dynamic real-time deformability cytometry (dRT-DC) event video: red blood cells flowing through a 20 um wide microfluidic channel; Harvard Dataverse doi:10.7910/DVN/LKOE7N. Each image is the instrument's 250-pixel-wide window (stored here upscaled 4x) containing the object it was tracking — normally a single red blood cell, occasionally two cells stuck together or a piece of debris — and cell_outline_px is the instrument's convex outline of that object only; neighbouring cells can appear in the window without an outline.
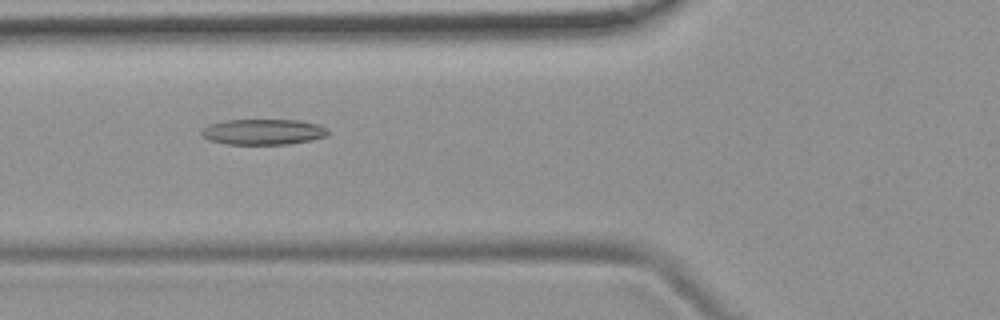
{"species": "common noctule bat (a hibernating species)", "species_latin": "Nyctalus noctula", "temperature_condition": "room temperature", "stored_images_in_passage": 52, "camera_frame_rate_fps": 3000, "um_per_image_px": 0.085, "animal": {"sex": "female", "body_mass_g": 19.9}, "frame": {"image": 1, "passage_image": 20, "time_ms": 6.333, "image_size_px": [1000, 320], "cell_outline_px": [[328, 136], [312, 140], [288, 144], [228, 144], [208, 140], [200, 136], [200, 132], [208, 124], [224, 120], [296, 120], [316, 124], [328, 128]], "centroid_in_image_um": [22.34, 11.21], "position_along_channel_um": 103.5, "area_um2": 19.02}}
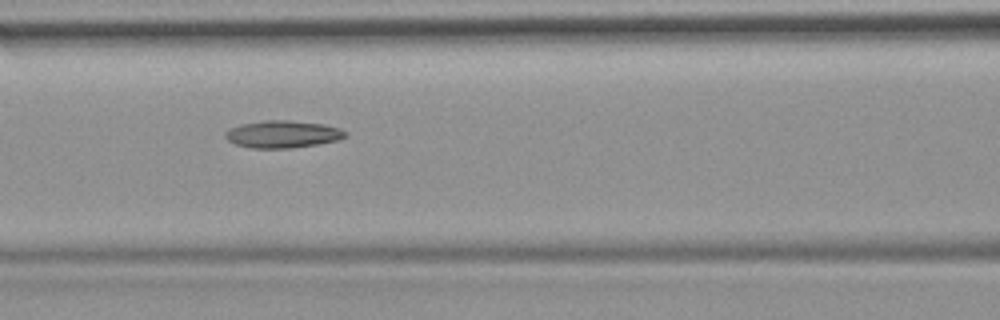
{"frame": {"image": 2, "passage_image": 23, "time_ms": 7.333, "image_size_px": [1000, 320], "cell_outline_px": [[348, 136], [340, 140], [292, 148], [252, 148], [236, 144], [228, 140], [224, 136], [224, 132], [240, 124], [264, 120], [288, 120], [324, 124], [340, 128]], "centroid_in_image_um": [24.03, 11.4], "position_along_channel_um": 142.6, "area_um2": 19.07}}
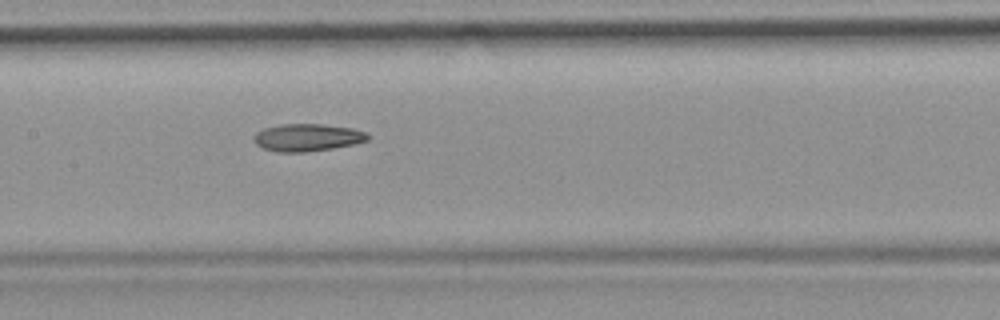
{"frame": {"image": 3, "passage_image": 26, "time_ms": 8.333, "image_size_px": [1000, 320], "cell_outline_px": [[372, 136], [368, 140], [352, 144], [332, 148], [308, 152], [276, 152], [264, 148], [256, 144], [252, 140], [252, 136], [256, 132], [264, 128], [280, 124], [324, 124], [352, 128], [368, 132]], "centroid_in_image_um": [26.12, 11.68], "position_along_channel_um": 181.3, "area_um2": 18.44}, "authors_computed_cell_mechanics": {"area_um2": 18.9006, "velocity_mm_per_s": 3.88, "shape_relaxation_time_tau1_ms": null, "shape_relaxation_time_tau2_ms": 8.0433, "deformation_change_tau1": null, "deformation_change_tau2": 0.1974}}